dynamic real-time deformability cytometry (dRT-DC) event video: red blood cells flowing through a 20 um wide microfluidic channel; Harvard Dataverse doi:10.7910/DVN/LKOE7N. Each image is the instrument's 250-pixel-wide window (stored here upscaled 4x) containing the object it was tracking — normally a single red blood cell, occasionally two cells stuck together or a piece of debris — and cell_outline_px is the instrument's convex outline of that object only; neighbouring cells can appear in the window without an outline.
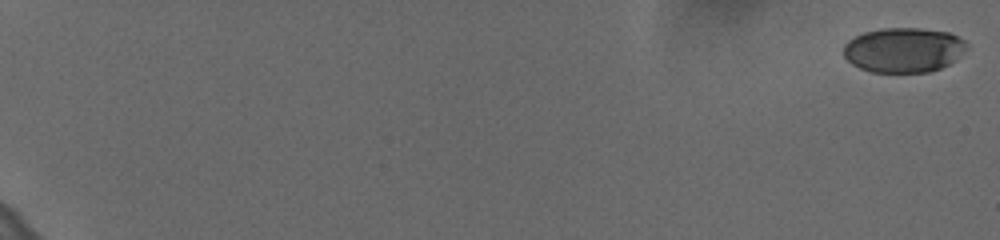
{"species": "human", "species_latin": "Homo sapiens", "temperature_condition": "cold", "stored_images_in_passage": 60, "camera_frame_rate_fps": 3000, "um_per_image_px": 0.085, "donor": {"sex": "female"}, "frame": {"image": 1, "passage_image": 1, "time_ms": 0.0, "image_size_px": [1000, 240], "cell_outline_px": [[968, 48], [956, 60], [940, 68], [928, 72], [872, 72], [860, 68], [852, 64], [844, 56], [844, 44], [848, 40], [864, 32], [880, 28], [920, 28], [948, 32], [964, 40], [968, 44]], "centroid_in_image_um": [76.82, 4.24], "position_along_channel_um": 8.2, "area_um2": 32.25}}
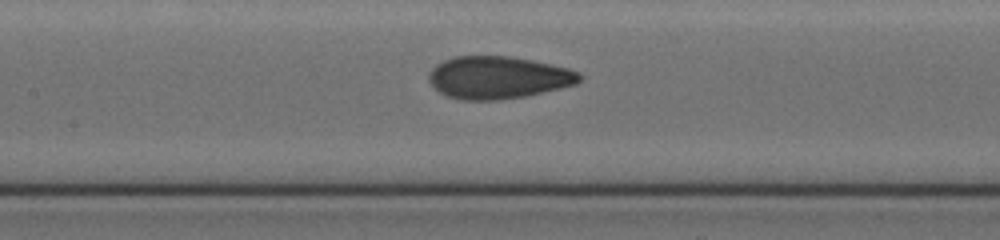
{"frame": {"image": 2, "passage_image": 33, "time_ms": 10.667, "image_size_px": [1000, 240], "cell_outline_px": [[584, 76], [576, 84], [560, 88], [524, 96], [496, 100], [460, 100], [448, 96], [440, 92], [428, 80], [428, 72], [436, 64], [444, 60], [456, 56], [512, 56], [552, 64], [568, 68], [580, 72]], "centroid_in_image_um": [42.35, 6.58], "position_along_channel_um": 165.1, "area_um2": 37.34}}
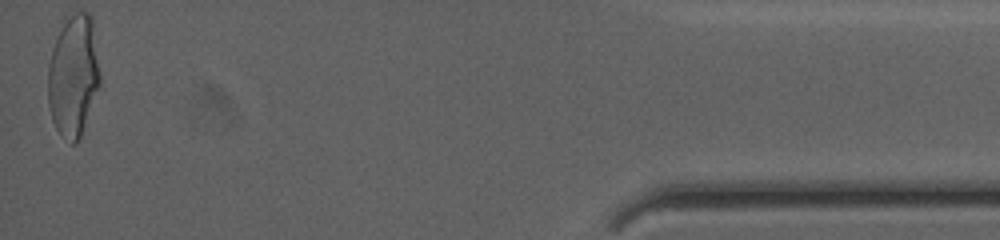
{"frame": {"image": 3, "passage_image": 60, "time_ms": 19.667, "image_size_px": [1000, 240], "cell_outline_px": [[100, 84], [80, 136], [72, 144], [56, 128], [52, 120], [48, 104], [48, 68], [52, 48], [64, 24], [76, 12], [92, 12], [100, 76]], "centroid_in_image_um": [6.25, 6.42], "position_along_channel_um": 429.0, "area_um2": 36.24}, "authors_computed_cell_mechanics": {"area_um2": 35.836, "velocity_mm_per_s": 3.6507, "shape_relaxation_time_tau1_ms": 6.2063, "shape_relaxation_time_tau2_ms": 0.9414, "deformation_change_tau1": 0.172, "deformation_change_tau2": 0.0618}}